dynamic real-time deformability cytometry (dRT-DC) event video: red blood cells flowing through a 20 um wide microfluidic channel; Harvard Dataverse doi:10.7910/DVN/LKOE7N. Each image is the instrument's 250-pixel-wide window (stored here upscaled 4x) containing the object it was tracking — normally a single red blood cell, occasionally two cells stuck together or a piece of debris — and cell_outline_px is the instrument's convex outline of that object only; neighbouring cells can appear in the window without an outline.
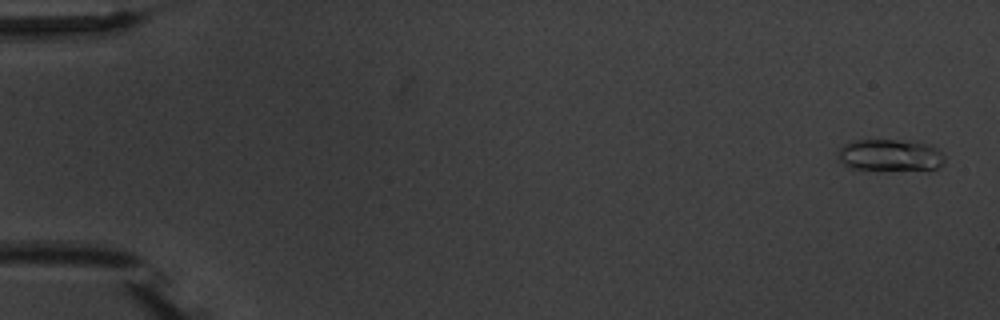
{"species": "common noctule bat (a hibernating species)", "species_latin": "Nyctalus noctula", "temperature_condition": "warm", "stored_images_in_passage": 5, "camera_frame_rate_fps": 3000, "um_per_image_px": 0.085, "animal": {"sex": "male", "body_mass_g": 20.1, "forearm_length_mm": 53.5}, "frame": {"image": 1, "passage_image": 1, "time_ms": 0.0, "image_size_px": [1000, 320], "cell_outline_px": [[944, 164], [936, 168], [848, 168], [836, 156], [840, 148], [844, 144], [852, 140], [916, 140], [928, 144], [936, 148], [944, 156]], "centroid_in_image_um": [75.63, 13.14], "position_along_channel_um": 9.4, "area_um2": 19.36}}
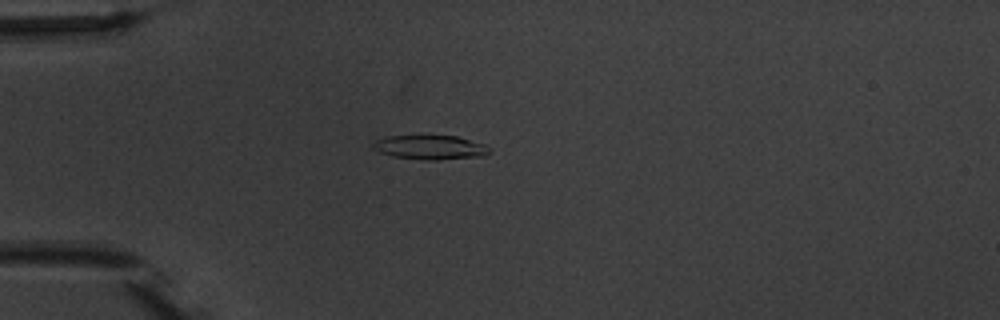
{"frame": {"image": 2, "passage_image": 5, "time_ms": 4.667, "image_size_px": [1000, 320], "cell_outline_px": [[492, 152], [484, 156], [436, 160], [424, 160], [392, 156], [376, 152], [372, 148], [372, 144], [376, 140], [388, 136], [456, 136], [484, 144], [492, 148]], "centroid_in_image_um": [36.58, 12.54], "position_along_channel_um": 48.4, "area_um2": 16.59}}